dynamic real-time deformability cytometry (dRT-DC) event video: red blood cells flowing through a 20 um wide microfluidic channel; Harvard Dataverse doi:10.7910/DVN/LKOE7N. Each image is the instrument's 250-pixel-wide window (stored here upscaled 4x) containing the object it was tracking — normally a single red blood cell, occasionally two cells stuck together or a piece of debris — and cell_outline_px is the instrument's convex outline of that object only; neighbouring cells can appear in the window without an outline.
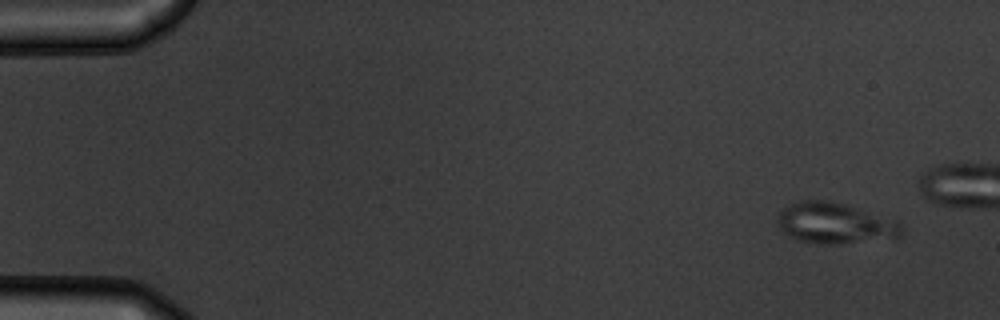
{"species": "common noctule bat (a hibernating species)", "species_latin": "Nyctalus noctula", "temperature_condition": "warm", "stored_images_in_passage": 45, "camera_frame_rate_fps": 3000, "um_per_image_px": 0.085, "animal": {"sex": "male", "body_mass_g": 19.5, "forearm_length_mm": 54.6}, "frame": {"image": 1, "passage_image": 1, "time_ms": 0.0, "image_size_px": [1000, 320], "cell_outline_px": [[904, 236], [896, 240], [840, 244], [812, 244], [796, 240], [788, 236], [780, 228], [776, 220], [780, 212], [784, 208], [800, 200], [824, 200], [844, 204], [896, 220], [904, 228]], "centroid_in_image_um": [71.05, 19.03], "position_along_channel_um": 14.0, "area_um2": 30.29}}
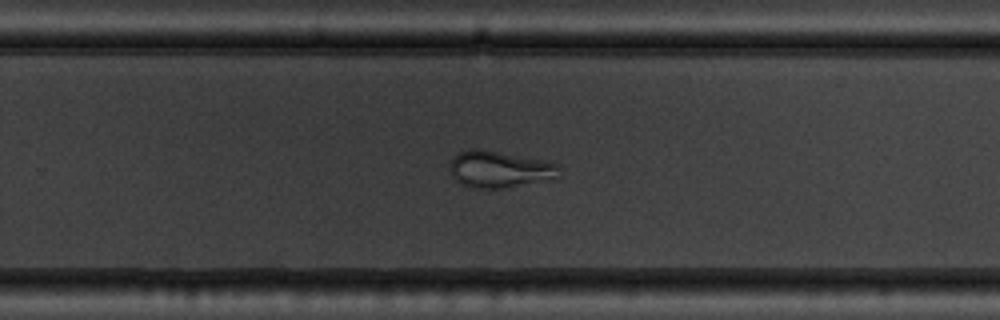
{"frame": {"image": 2, "passage_image": 33, "time_ms": 10.667, "image_size_px": [1000, 320], "cell_outline_px": [[560, 176], [504, 188], [472, 188], [460, 184], [452, 176], [448, 168], [452, 160], [460, 152], [472, 148], [480, 148], [544, 160], [560, 164]], "centroid_in_image_um": [42.43, 14.38], "position_along_channel_um": 287.4, "area_um2": 23.35}}
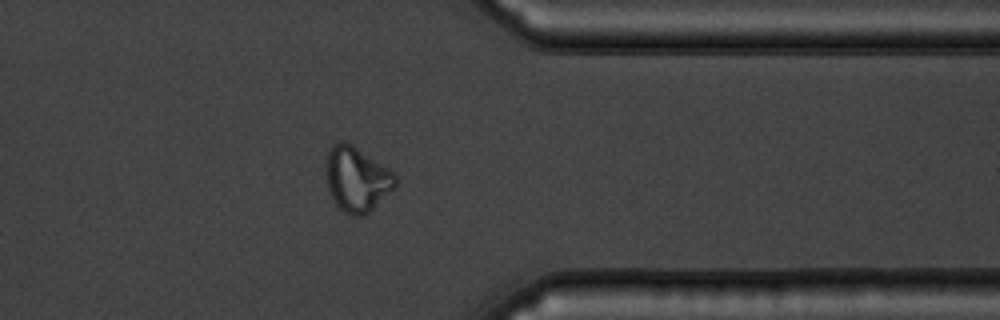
{"frame": {"image": 3, "passage_image": 41, "time_ms": 13.333, "image_size_px": [1000, 320], "cell_outline_px": [[396, 188], [364, 216], [352, 216], [344, 212], [336, 204], [328, 188], [328, 152], [332, 144], [340, 140], [344, 140], [352, 144], [388, 168], [396, 176]], "centroid_in_image_um": [30.36, 15.23], "position_along_channel_um": 381.0, "area_um2": 25.89}, "authors_computed_cell_mechanics": {"area_um2": 26.7614, "velocity_mm_per_s": 3.7582, "shape_relaxation_time_tau1_ms": null, "shape_relaxation_time_tau2_ms": 2.0058, "deformation_change_tau1": null, "deformation_change_tau2": 0.0656}}